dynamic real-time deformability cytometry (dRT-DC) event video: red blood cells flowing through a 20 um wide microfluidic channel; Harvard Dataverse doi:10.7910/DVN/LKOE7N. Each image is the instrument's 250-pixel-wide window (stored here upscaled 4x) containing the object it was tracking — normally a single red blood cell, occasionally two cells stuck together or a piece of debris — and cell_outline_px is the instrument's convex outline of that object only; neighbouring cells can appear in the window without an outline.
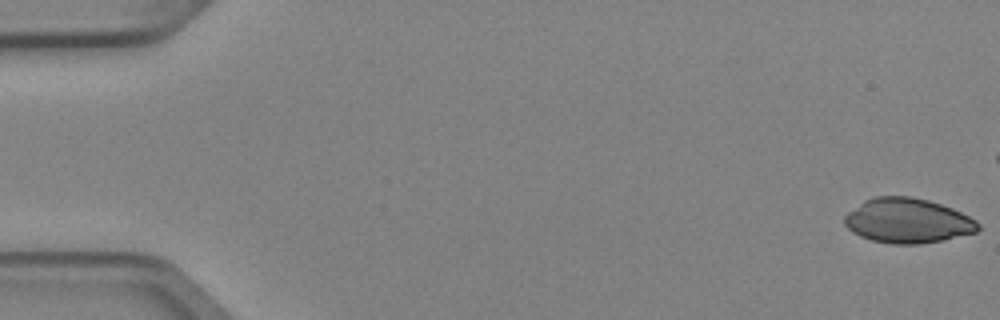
{"species": "Egyptian fruit bat (a non-hibernating species)", "species_latin": "Rousettus aegyptiacus", "temperature_condition": "cold", "stored_images_in_passage": 5, "camera_frame_rate_fps": 3000, "um_per_image_px": 0.085, "animal": {"sex": "female"}, "frame": {"image": 1, "passage_image": 1, "time_ms": 0.0, "image_size_px": [1000, 320], "cell_outline_px": [[980, 228], [976, 232], [944, 240], [920, 244], [892, 244], [872, 240], [860, 236], [852, 232], [844, 224], [844, 216], [848, 212], [864, 200], [876, 196], [912, 196], [928, 200], [952, 208], [976, 220], [980, 224]], "centroid_in_image_um": [77.14, 18.76], "position_along_channel_um": 7.9, "area_um2": 34.91}}